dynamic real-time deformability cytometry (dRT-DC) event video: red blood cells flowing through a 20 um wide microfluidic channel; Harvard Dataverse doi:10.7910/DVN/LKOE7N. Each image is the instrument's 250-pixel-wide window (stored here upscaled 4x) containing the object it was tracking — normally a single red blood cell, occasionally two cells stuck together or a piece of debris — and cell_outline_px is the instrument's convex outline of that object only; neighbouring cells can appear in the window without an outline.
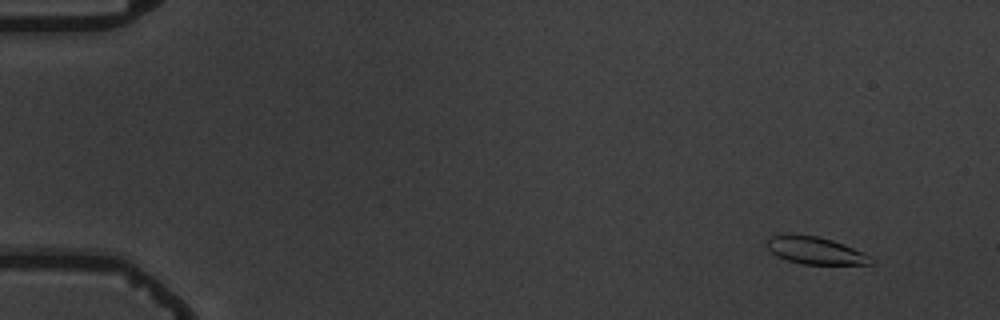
{"species": "common noctule bat (a hibernating species)", "species_latin": "Nyctalus noctula", "temperature_condition": "warm", "stored_images_in_passage": 5, "camera_frame_rate_fps": 3000, "um_per_image_px": 0.085, "animal": {"sex": "male", "body_mass_g": 19.5, "forearm_length_mm": 54.6}, "frame": {"image": 1, "passage_image": 2, "time_ms": 1.333, "image_size_px": [1000, 320], "cell_outline_px": [[872, 264], [804, 264], [788, 260], [776, 256], [764, 244], [768, 236], [820, 236], [844, 244], [864, 252], [872, 256]], "centroid_in_image_um": [69.33, 21.31], "position_along_channel_um": 15.7, "area_um2": 16.3}}